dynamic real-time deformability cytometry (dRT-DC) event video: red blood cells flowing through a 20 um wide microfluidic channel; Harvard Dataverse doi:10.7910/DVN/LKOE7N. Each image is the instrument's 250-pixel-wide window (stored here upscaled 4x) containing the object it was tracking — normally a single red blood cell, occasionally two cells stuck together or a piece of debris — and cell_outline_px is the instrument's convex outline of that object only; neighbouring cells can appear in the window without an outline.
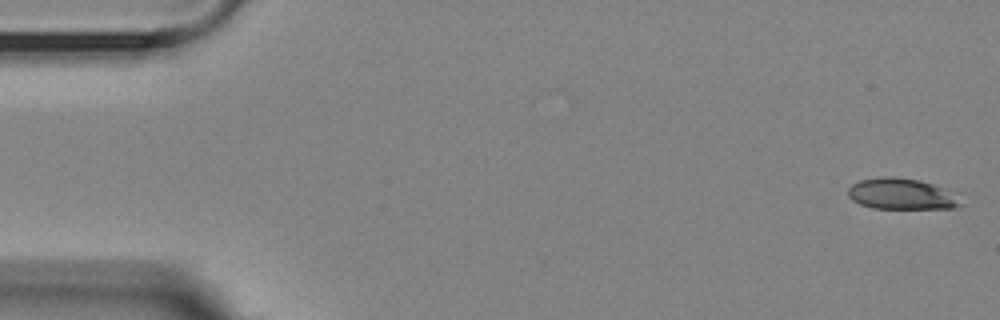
{"species": "Egyptian fruit bat (a non-hibernating species)", "species_latin": "Rousettus aegyptiacus", "temperature_condition": "room temperature", "stored_images_in_passage": 5, "segment_of_instrument_passage": [2, 2], "camera_frame_rate_fps": 3000, "um_per_image_px": 0.085, "animal": {"sex": "female"}, "frame": {"image": 1, "passage_image": 5, "time_ms": 5.667, "image_size_px": [1000, 320], "cell_outline_px": [[964, 204], [956, 208], [872, 208], [860, 204], [852, 200], [848, 196], [848, 188], [852, 184], [860, 180], [880, 176], [896, 176], [920, 180], [944, 188]], "centroid_in_image_um": [76.58, 16.47], "position_along_channel_um": 8.4, "area_um2": 20.35}}